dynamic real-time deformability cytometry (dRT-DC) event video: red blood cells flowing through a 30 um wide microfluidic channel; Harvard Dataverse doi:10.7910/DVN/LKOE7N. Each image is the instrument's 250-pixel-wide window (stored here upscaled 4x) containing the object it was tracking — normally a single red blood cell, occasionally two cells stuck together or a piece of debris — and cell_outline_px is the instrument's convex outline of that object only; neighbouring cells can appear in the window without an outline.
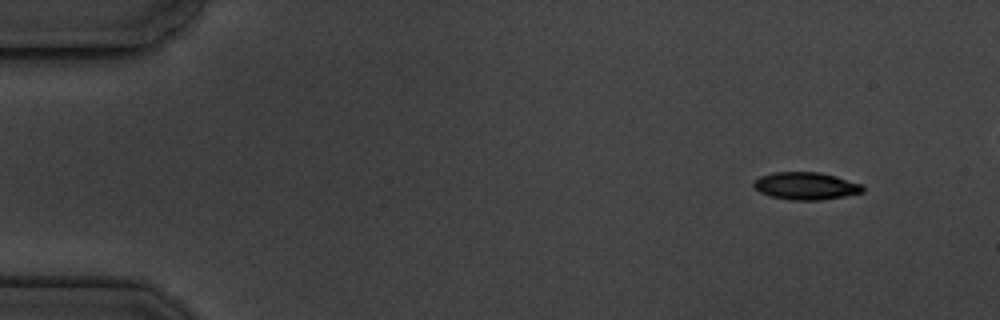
{"species": "common noctule bat (a hibernating species)", "species_latin": "Nyctalus noctula", "temperature_condition": "cold", "stored_images_in_passage": 5, "camera_frame_rate_fps": 3000, "um_per_image_px": 0.085, "animal": {"sex": "male", "body_mass_g": 19.5, "forearm_length_mm": 54.6}, "frame": {"image": 1, "passage_image": 1, "time_ms": 0.0, "image_size_px": [1000, 320], "cell_outline_px": [[864, 192], [844, 196], [820, 200], [792, 200], [772, 196], [760, 192], [752, 184], [752, 180], [760, 176], [772, 172], [820, 172], [836, 176], [864, 184]], "centroid_in_image_um": [68.51, 15.79], "position_along_channel_um": 16.5, "area_um2": 17.57}}